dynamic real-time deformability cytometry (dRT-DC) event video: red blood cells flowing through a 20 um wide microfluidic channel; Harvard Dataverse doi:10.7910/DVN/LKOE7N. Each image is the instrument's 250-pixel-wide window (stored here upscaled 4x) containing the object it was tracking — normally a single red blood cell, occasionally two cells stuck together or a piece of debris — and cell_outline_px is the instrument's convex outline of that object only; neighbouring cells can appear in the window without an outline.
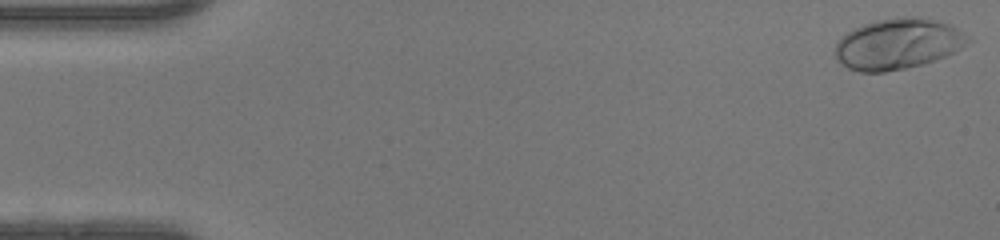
{"species": "human", "species_latin": "Homo sapiens", "temperature_condition": "warm", "stored_images_in_passage": 47, "camera_frame_rate_fps": 3000, "um_per_image_px": 0.085, "donor": {"sex": "female"}, "frame": {"image": 1, "passage_image": 1, "time_ms": 0.0, "image_size_px": [1000, 240], "cell_outline_px": [[972, 40], [968, 44], [956, 52], [924, 64], [884, 72], [860, 72], [848, 68], [840, 64], [836, 60], [832, 52], [836, 44], [848, 32], [864, 24], [876, 20], [904, 16], [932, 20], [948, 24], [956, 28], [968, 36]], "centroid_in_image_um": [76.3, 3.76], "position_along_channel_um": 8.7, "area_um2": 39.19}}
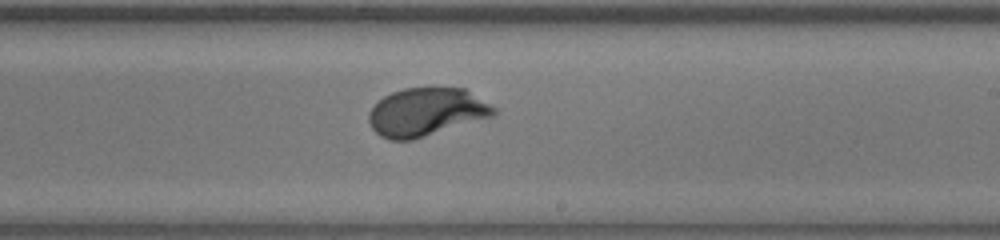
{"frame": {"image": 2, "passage_image": 28, "time_ms": 9.0, "image_size_px": [1000, 240], "cell_outline_px": [[496, 112], [492, 116], [412, 140], [388, 140], [380, 136], [372, 128], [368, 120], [368, 112], [384, 96], [392, 92], [404, 88], [464, 88], [496, 108]], "centroid_in_image_um": [36.2, 9.53], "position_along_channel_um": 252.8, "area_um2": 34.68}}
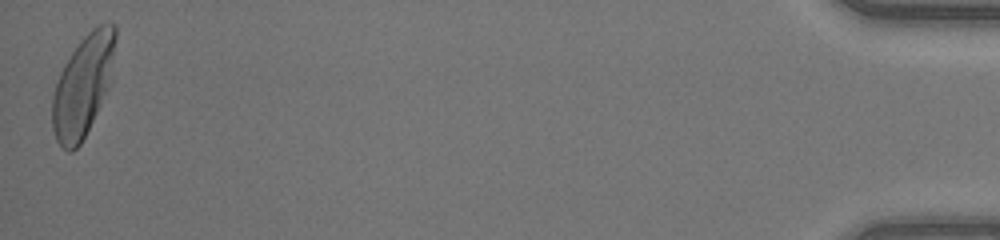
{"frame": {"image": 3, "passage_image": 47, "time_ms": 15.333, "image_size_px": [1000, 240], "cell_outline_px": [[116, 36], [108, 88], [80, 144], [72, 152], [68, 152], [56, 140], [52, 128], [52, 96], [60, 72], [64, 64], [80, 40], [96, 24], [116, 24]], "centroid_in_image_um": [7.02, 7.27], "position_along_channel_um": 428.2, "area_um2": 36.53}, "authors_computed_cell_mechanics": {"area_um2": 34.68, "velocity_mm_per_s": 4.344, "shape_relaxation_time_tau1_ms": 2.2599, "shape_relaxation_time_tau2_ms": null, "deformation_change_tau1": 0.1856, "deformation_change_tau2": null}}